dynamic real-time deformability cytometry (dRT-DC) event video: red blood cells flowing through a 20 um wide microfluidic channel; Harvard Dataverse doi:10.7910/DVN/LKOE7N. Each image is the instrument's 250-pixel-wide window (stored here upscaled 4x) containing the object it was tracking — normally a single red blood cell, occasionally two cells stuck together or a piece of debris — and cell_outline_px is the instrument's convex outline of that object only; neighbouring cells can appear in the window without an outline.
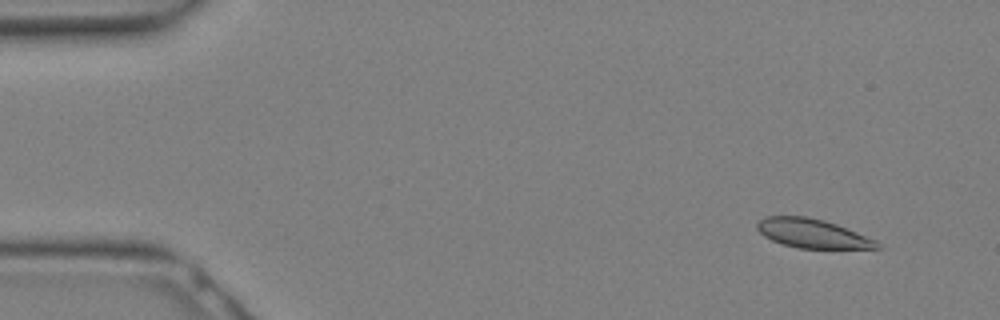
{"species": "Egyptian fruit bat (a non-hibernating species)", "species_latin": "Rousettus aegyptiacus", "temperature_condition": "warm", "stored_images_in_passage": 13, "camera_frame_rate_fps": 3000, "um_per_image_px": 0.085, "animal": {"sex": "female"}, "frame": {"image": 1, "passage_image": 1, "time_ms": 0.0, "image_size_px": [1000, 320], "cell_outline_px": [[880, 248], [796, 248], [772, 240], [764, 236], [756, 228], [756, 224], [764, 216], [804, 216], [824, 220], [836, 224], [876, 240], [880, 244]], "centroid_in_image_um": [69.02, 19.84], "position_along_channel_um": 16.0, "area_um2": 20.06}}
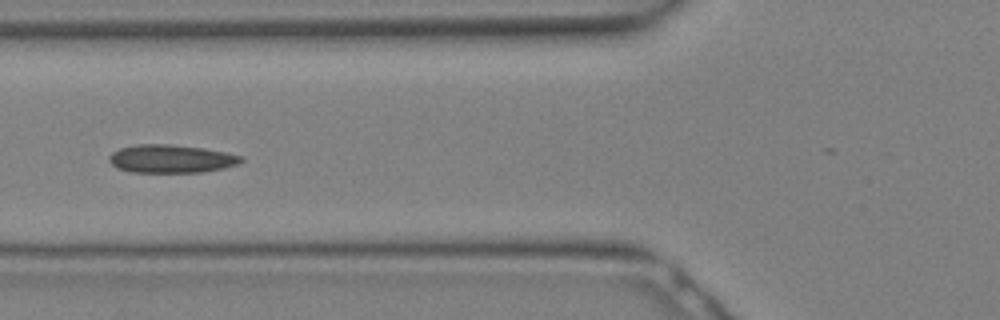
{"frame": {"image": 2, "passage_image": 10, "time_ms": 3.0, "image_size_px": [1000, 320], "cell_outline_px": [[244, 160], [236, 164], [224, 168], [200, 172], [132, 172], [116, 168], [108, 160], [108, 156], [112, 152], [120, 148], [136, 144], [172, 144], [204, 148], [244, 156]], "centroid_in_image_um": [14.52, 13.49], "position_along_channel_um": 111.3, "area_um2": 21.73}}
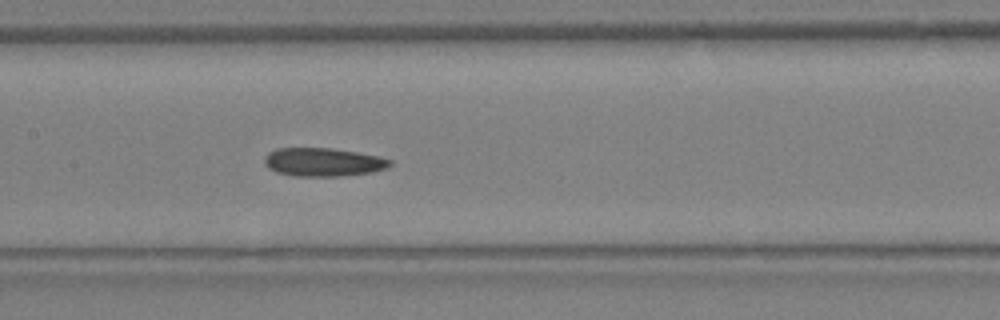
{"frame": {"image": 3, "passage_image": 13, "time_ms": 4.0, "image_size_px": [1000, 320], "cell_outline_px": [[392, 164], [388, 168], [372, 172], [336, 176], [292, 176], [276, 172], [268, 168], [264, 164], [264, 156], [268, 152], [276, 148], [332, 148], [380, 156], [392, 160]], "centroid_in_image_um": [27.45, 13.77], "position_along_channel_um": 179.9, "area_um2": 20.98}}